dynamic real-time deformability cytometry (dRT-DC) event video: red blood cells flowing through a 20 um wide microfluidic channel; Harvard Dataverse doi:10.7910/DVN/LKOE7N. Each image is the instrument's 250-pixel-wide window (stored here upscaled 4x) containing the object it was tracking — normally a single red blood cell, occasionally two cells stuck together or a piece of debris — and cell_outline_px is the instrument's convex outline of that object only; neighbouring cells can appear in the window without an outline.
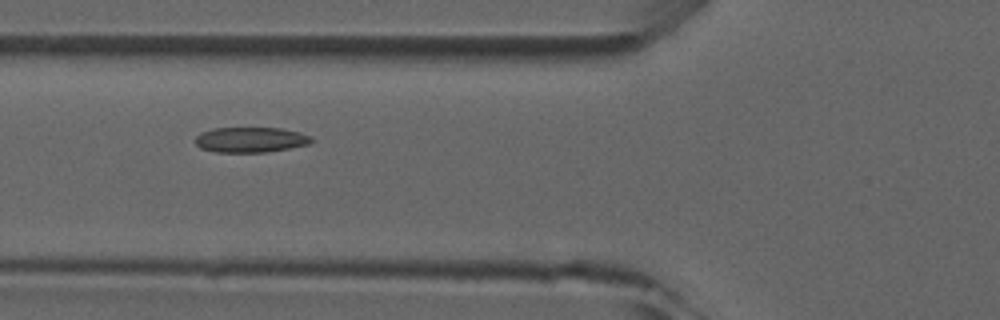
{"species": "common noctule bat (a hibernating species)", "species_latin": "Nyctalus noctula", "temperature_condition": "room temperature", "stored_images_in_passage": 6, "camera_frame_rate_fps": 3000, "um_per_image_px": 0.085, "animal": {"sex": "male", "forearm_length_mm": 52.5}, "frame": {"image": 1, "passage_image": 6, "time_ms": 5.667, "image_size_px": [1000, 320], "cell_outline_px": [[312, 140], [308, 144], [268, 152], [212, 152], [200, 148], [196, 144], [196, 136], [200, 132], [216, 128], [280, 128], [300, 132], [312, 136]], "centroid_in_image_um": [21.28, 11.88], "position_along_channel_um": 104.5, "area_um2": 17.11}}